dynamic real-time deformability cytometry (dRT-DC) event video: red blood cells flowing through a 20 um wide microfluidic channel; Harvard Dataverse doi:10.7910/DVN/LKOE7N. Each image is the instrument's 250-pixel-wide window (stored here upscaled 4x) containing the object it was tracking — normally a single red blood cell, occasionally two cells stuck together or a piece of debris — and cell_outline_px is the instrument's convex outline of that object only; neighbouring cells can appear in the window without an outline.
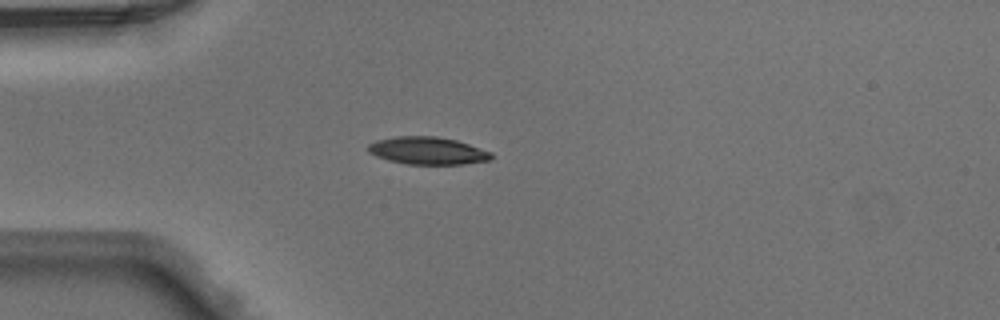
{"species": "Egyptian fruit bat (a non-hibernating species)", "species_latin": "Rousettus aegyptiacus", "temperature_condition": "warm", "stored_images_in_passage": 44, "camera_frame_rate_fps": 3000, "um_per_image_px": 0.085, "animal": {"sex": "male"}, "frame": {"image": 1, "passage_image": 12, "time_ms": 3.667, "image_size_px": [1000, 320], "cell_outline_px": [[492, 160], [464, 164], [408, 164], [388, 160], [376, 156], [368, 152], [368, 144], [376, 140], [396, 136], [436, 136], [456, 140], [492, 152]], "centroid_in_image_um": [36.35, 12.81], "position_along_channel_um": 48.7, "area_um2": 19.77}}
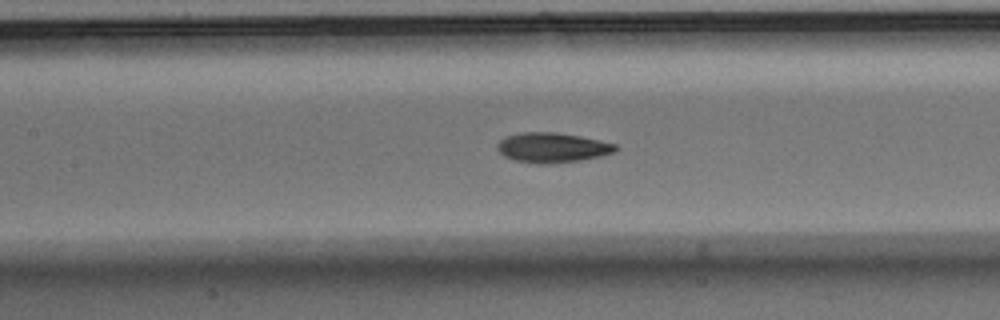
{"frame": {"image": 2, "passage_image": 21, "time_ms": 6.667, "image_size_px": [1000, 320], "cell_outline_px": [[620, 148], [616, 152], [600, 156], [580, 160], [544, 164], [536, 164], [516, 160], [504, 156], [496, 148], [496, 144], [500, 140], [508, 136], [524, 132], [556, 132], [580, 136], [600, 140], [616, 144]], "centroid_in_image_um": [46.97, 12.54], "position_along_channel_um": 160.4, "area_um2": 20.58}}
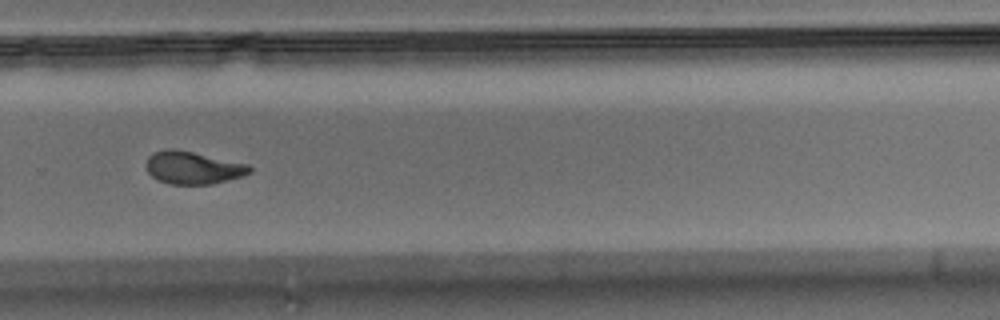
{"frame": {"image": 3, "passage_image": 32, "time_ms": 10.333, "image_size_px": [1000, 320], "cell_outline_px": [[252, 172], [240, 176], [212, 184], [172, 184], [160, 180], [152, 176], [148, 172], [144, 164], [148, 156], [152, 152], [168, 148], [176, 148], [248, 164], [252, 168]], "centroid_in_image_um": [16.36, 14.23], "position_along_channel_um": 313.4, "area_um2": 19.71}}